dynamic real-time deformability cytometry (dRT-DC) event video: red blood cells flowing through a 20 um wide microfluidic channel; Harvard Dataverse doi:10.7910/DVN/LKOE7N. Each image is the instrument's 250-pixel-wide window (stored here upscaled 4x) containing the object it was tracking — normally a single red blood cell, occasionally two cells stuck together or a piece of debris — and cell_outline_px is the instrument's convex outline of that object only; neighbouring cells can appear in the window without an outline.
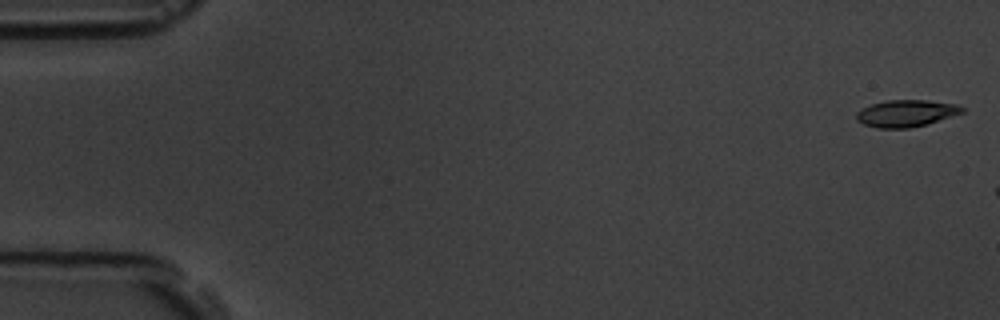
{"species": "common noctule bat (a hibernating species)", "species_latin": "Nyctalus noctula", "temperature_condition": "room temperature", "stored_images_in_passage": 7, "camera_frame_rate_fps": 3000, "um_per_image_px": 0.085, "animal": {"sex": "male", "body_mass_g": 19.5, "forearm_length_mm": 54.6}, "frame": {"image": 1, "passage_image": 1, "time_ms": 0.0, "image_size_px": [1000, 320], "cell_outline_px": [[964, 112], [924, 124], [908, 128], [876, 128], [864, 124], [856, 120], [856, 112], [872, 104], [888, 100], [928, 100], [956, 104], [964, 108]], "centroid_in_image_um": [77.0, 9.63], "position_along_channel_um": 8.0, "area_um2": 16.3}}